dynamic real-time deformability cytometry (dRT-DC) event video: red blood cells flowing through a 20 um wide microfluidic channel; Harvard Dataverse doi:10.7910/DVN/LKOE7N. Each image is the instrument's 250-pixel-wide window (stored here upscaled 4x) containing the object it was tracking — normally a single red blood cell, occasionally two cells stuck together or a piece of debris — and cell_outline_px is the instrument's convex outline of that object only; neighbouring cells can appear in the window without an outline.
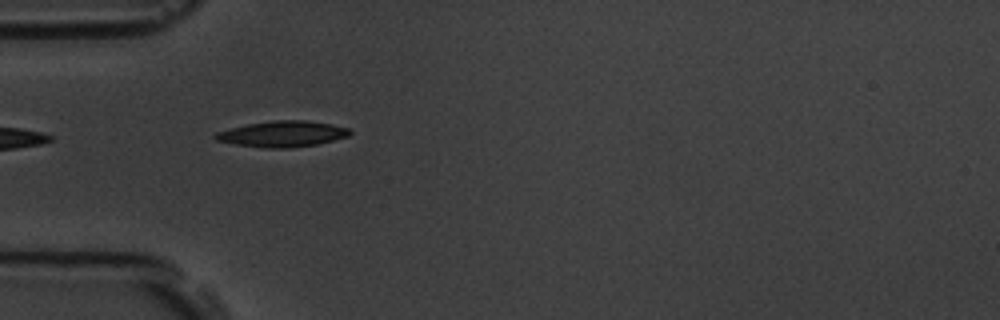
{"species": "common noctule bat (a hibernating species)", "species_latin": "Nyctalus noctula", "temperature_condition": "room temperature", "stored_images_in_passage": 15, "camera_frame_rate_fps": 3000, "um_per_image_px": 0.085, "animal": {"sex": "male", "body_mass_g": 19.5, "forearm_length_mm": 54.6}, "frame": {"image": 1, "passage_image": 5, "time_ms": 5.333, "image_size_px": [1000, 320], "cell_outline_px": [[352, 132], [348, 136], [316, 144], [288, 148], [264, 148], [236, 144], [216, 140], [212, 136], [216, 132], [248, 124], [276, 120], [304, 120], [332, 124], [348, 128]], "centroid_in_image_um": [24.0, 11.38], "position_along_channel_um": 61.0, "area_um2": 20.06}}
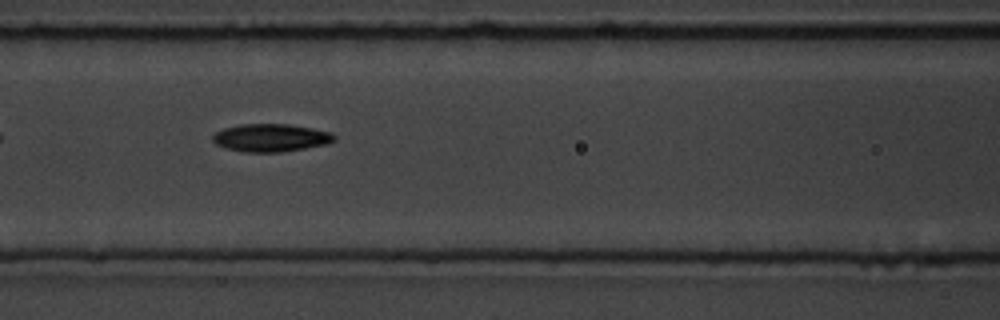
{"frame": {"image": 2, "passage_image": 7, "time_ms": 7.667, "image_size_px": [1000, 320], "cell_outline_px": [[336, 140], [328, 144], [280, 152], [244, 152], [228, 148], [216, 144], [212, 140], [212, 136], [216, 132], [224, 128], [240, 124], [288, 124], [312, 128], [332, 132], [336, 136]], "centroid_in_image_um": [23.05, 11.7], "position_along_channel_um": 143.6, "area_um2": 19.71}}
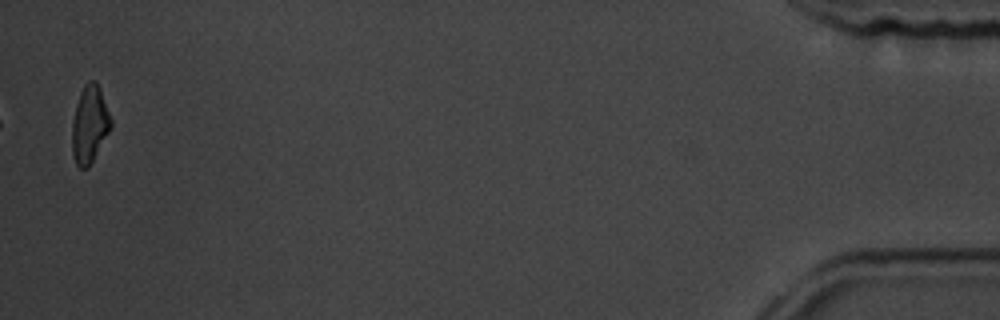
{"frame": {"image": 3, "passage_image": 15, "time_ms": 18.0, "image_size_px": [1000, 320], "cell_outline_px": [[112, 128], [88, 168], [80, 168], [76, 164], [72, 156], [72, 120], [76, 104], [80, 92], [84, 84], [88, 80], [96, 80], [100, 88], [112, 120]], "centroid_in_image_um": [7.62, 10.56], "position_along_channel_um": 427.6, "area_um2": 17.74}, "authors_computed_cell_mechanics": {"area_um2": 19.4208, "velocity_mm_per_s": 3.6472, "shape_relaxation_time_tau1_ms": null, "shape_relaxation_time_tau2_ms": 5.5615, "deformation_change_tau1": null, "deformation_change_tau2": 0.1273}}